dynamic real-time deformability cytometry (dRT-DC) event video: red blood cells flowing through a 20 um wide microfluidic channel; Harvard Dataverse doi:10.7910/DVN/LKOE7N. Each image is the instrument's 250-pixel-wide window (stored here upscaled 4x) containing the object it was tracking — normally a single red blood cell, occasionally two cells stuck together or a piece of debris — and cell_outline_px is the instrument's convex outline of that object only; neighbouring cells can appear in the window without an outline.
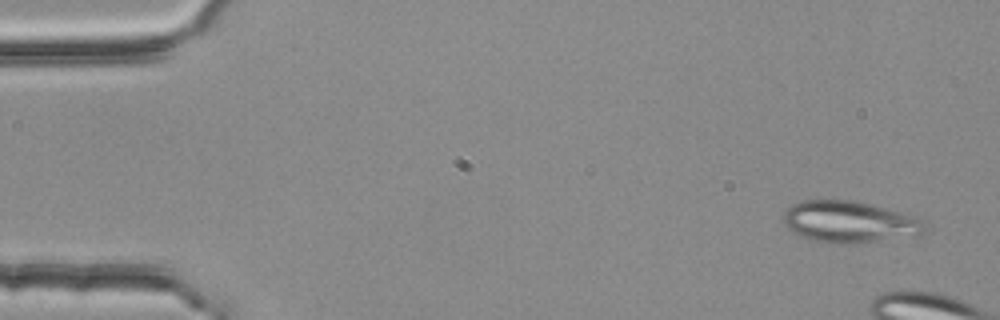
{"species": "common noctule bat (a hibernating species)", "species_latin": "Nyctalus noctula", "temperature_condition": "room temperature", "stored_images_in_passage": 3, "camera_frame_rate_fps": 3000, "um_per_image_px": 0.085, "animal": {"sex": "female", "body_mass_g": 25.1}, "frame": {"image": 1, "passage_image": 1, "time_ms": 0.0, "image_size_px": [1000, 320], "cell_outline_px": [[928, 232], [920, 236], [852, 244], [828, 244], [800, 236], [792, 232], [780, 220], [784, 212], [792, 204], [800, 200], [852, 200], [904, 212], [924, 220], [928, 228]], "centroid_in_image_um": [72.25, 18.88], "position_along_channel_um": 12.8, "area_um2": 35.26}}